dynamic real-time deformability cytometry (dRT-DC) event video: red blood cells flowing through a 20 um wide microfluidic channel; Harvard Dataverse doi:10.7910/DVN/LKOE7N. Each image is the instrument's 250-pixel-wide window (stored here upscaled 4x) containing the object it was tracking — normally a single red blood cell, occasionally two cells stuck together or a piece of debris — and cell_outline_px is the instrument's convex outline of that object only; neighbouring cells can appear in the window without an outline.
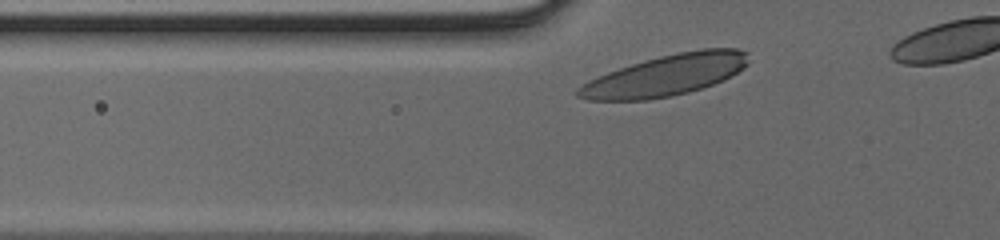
{"species": "human", "species_latin": "Homo sapiens", "temperature_condition": "cold", "stored_images_in_passage": 11, "camera_frame_rate_fps": 3000, "um_per_image_px": 0.085, "donor": {"sex": "male"}, "frame": {"image": 1, "passage_image": 2, "time_ms": 0.333, "image_size_px": [1000, 240], "cell_outline_px": [[752, 60], [744, 68], [724, 80], [688, 92], [672, 96], [648, 100], [588, 100], [576, 96], [572, 92], [576, 88], [588, 80], [608, 72], [644, 60], [676, 52], [700, 48], [736, 48], [748, 52]], "centroid_in_image_um": [56.59, 6.39], "position_along_channel_um": 69.2, "area_um2": 41.1}}
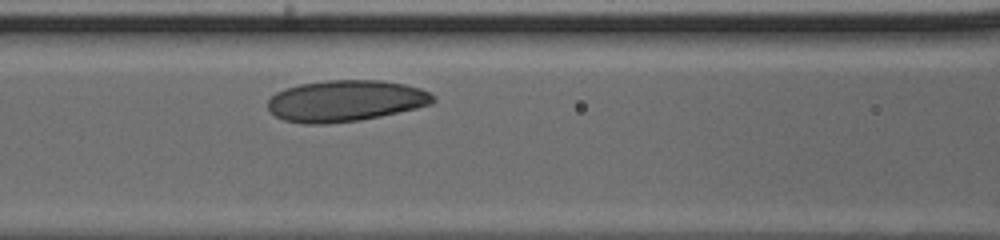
{"frame": {"image": 2, "passage_image": 7, "time_ms": 2.0, "image_size_px": [1000, 240], "cell_outline_px": [[436, 100], [432, 104], [416, 108], [380, 116], [360, 120], [324, 124], [304, 124], [284, 120], [276, 116], [268, 108], [268, 100], [276, 92], [284, 88], [300, 84], [328, 80], [380, 80], [404, 84], [420, 88], [428, 92]], "centroid_in_image_um": [29.35, 8.57], "position_along_channel_um": 137.2, "area_um2": 39.71}}
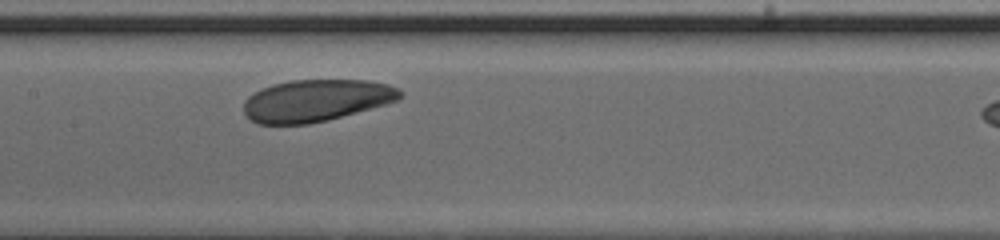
{"frame": {"image": 3, "passage_image": 10, "time_ms": 3.0, "image_size_px": [1000, 240], "cell_outline_px": [[400, 100], [388, 104], [328, 120], [308, 124], [256, 124], [244, 112], [244, 100], [248, 96], [272, 84], [292, 80], [364, 80], [388, 84], [396, 88], [400, 92]], "centroid_in_image_um": [26.87, 8.55], "position_along_channel_um": 180.5, "area_um2": 38.15}}